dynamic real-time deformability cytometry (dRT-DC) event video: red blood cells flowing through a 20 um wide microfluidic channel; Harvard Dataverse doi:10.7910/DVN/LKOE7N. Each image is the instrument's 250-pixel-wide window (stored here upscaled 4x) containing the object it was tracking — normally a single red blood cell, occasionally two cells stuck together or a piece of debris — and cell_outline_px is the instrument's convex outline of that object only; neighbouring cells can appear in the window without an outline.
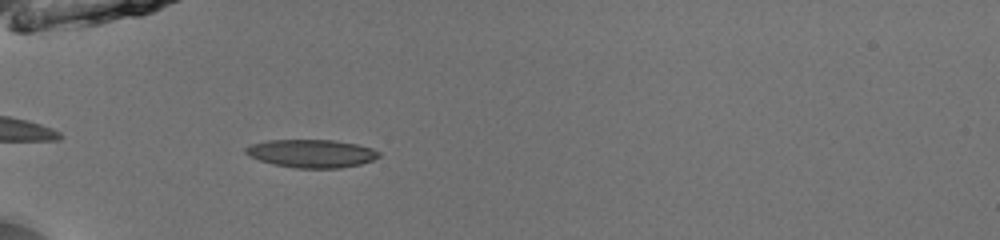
{"species": "common noctule bat (a hibernating species)", "species_latin": "Nyctalus noctula", "temperature_condition": "room temperature", "stored_images_in_passage": 24, "camera_frame_rate_fps": 3000, "um_per_image_px": 0.085, "animal": {"sex": "male", "body_mass_g": 13.0, "forearm_length_mm": 53.1}, "frame": {"image": 1, "passage_image": 1, "time_ms": 0.0, "image_size_px": [1000, 240], "cell_outline_px": [[380, 156], [372, 160], [360, 164], [340, 168], [296, 168], [276, 164], [260, 160], [248, 156], [244, 152], [244, 148], [252, 144], [268, 140], [332, 140], [356, 144], [372, 148], [380, 152]], "centroid_in_image_um": [26.47, 13.04], "position_along_channel_um": 58.5, "area_um2": 21.68}}